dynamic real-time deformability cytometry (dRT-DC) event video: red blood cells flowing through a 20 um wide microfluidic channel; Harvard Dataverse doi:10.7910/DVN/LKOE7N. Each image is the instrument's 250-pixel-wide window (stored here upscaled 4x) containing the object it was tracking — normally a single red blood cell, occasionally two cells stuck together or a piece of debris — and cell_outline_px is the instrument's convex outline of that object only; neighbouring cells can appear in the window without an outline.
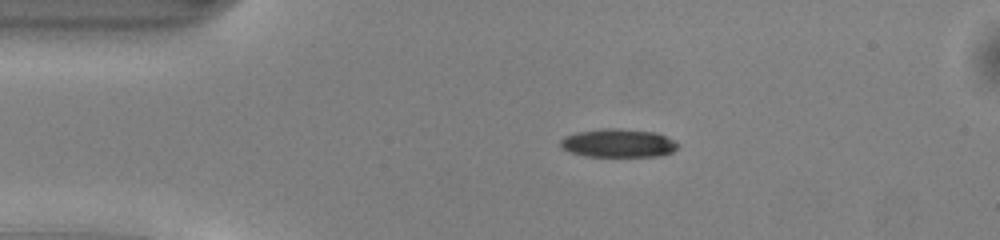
{"species": "common noctule bat (a hibernating species)", "species_latin": "Nyctalus noctula", "temperature_condition": "warm", "stored_images_in_passage": 40, "camera_frame_rate_fps": 3000, "um_per_image_px": 0.085, "animal": {"sex": "male", "body_mass_g": 13.0, "forearm_length_mm": 53.1}, "frame": {"image": 1, "passage_image": 1, "time_ms": 0.0, "image_size_px": [1000, 240], "cell_outline_px": [[676, 148], [672, 152], [660, 156], [584, 156], [568, 152], [560, 144], [560, 140], [564, 136], [576, 132], [600, 128], [620, 128], [656, 132], [672, 140], [676, 144]], "centroid_in_image_um": [52.49, 12.16], "position_along_channel_um": 32.5, "area_um2": 19.42}}
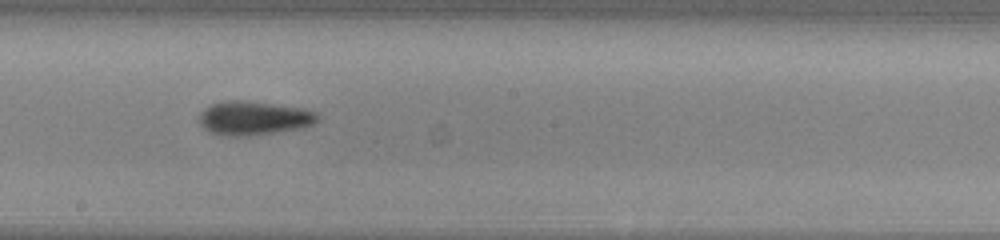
{"frame": {"image": 2, "passage_image": 18, "time_ms": 5.667, "image_size_px": [1000, 240], "cell_outline_px": [[320, 120], [312, 124], [300, 128], [248, 136], [228, 136], [212, 132], [204, 128], [200, 124], [200, 112], [204, 108], [220, 100], [240, 100], [272, 104], [300, 108], [316, 112], [320, 116]], "centroid_in_image_um": [21.56, 10.03], "position_along_channel_um": 226.6, "area_um2": 23.18}}
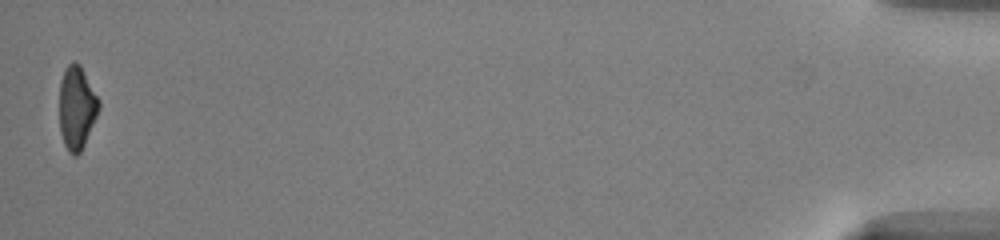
{"frame": {"image": 3, "passage_image": 40, "time_ms": 13.0, "image_size_px": [1000, 240], "cell_outline_px": [[100, 108], [84, 144], [80, 152], [76, 156], [72, 156], [68, 152], [64, 144], [60, 132], [60, 80], [64, 68], [72, 60], [76, 60], [80, 64], [100, 100]], "centroid_in_image_um": [6.52, 9.12], "position_along_channel_um": 428.7, "area_um2": 19.31}, "authors_computed_cell_mechanics": {"area_um2": 21.0681, "velocity_mm_per_s": 4.1573, "shape_relaxation_time_tau1_ms": 2.7597, "shape_relaxation_time_tau2_ms": 6.2035, "deformation_change_tau1": 0.1437, "deformation_change_tau2": 0.1442}}